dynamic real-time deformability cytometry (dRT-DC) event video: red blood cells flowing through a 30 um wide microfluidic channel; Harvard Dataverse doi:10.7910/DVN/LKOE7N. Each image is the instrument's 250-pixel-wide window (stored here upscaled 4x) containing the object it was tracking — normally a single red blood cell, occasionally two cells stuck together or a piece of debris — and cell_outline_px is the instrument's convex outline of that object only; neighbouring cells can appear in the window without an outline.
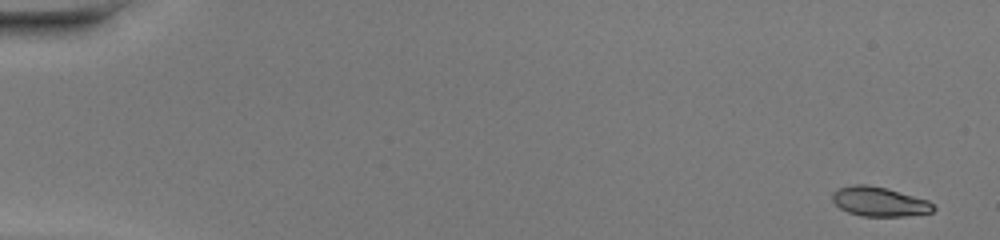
{"species": "common noctule bat (a hibernating species)", "species_latin": "Nyctalus noctula", "temperature_condition": "warm", "stored_images_in_passage": 48, "camera_frame_rate_fps": 3000, "um_per_image_px": 0.085, "animal": {"sex": "female", "body_mass_g": 20.0, "forearm_length_mm": 54.0}, "frame": {"image": 1, "passage_image": 1, "time_ms": 0.0, "image_size_px": [1000, 240], "cell_outline_px": [[936, 208], [932, 212], [904, 216], [860, 216], [848, 212], [840, 208], [832, 200], [832, 192], [840, 188], [852, 184], [864, 184], [884, 188], [928, 200]], "centroid_in_image_um": [74.72, 17.14], "position_along_channel_um": 10.3, "area_um2": 17.11}}
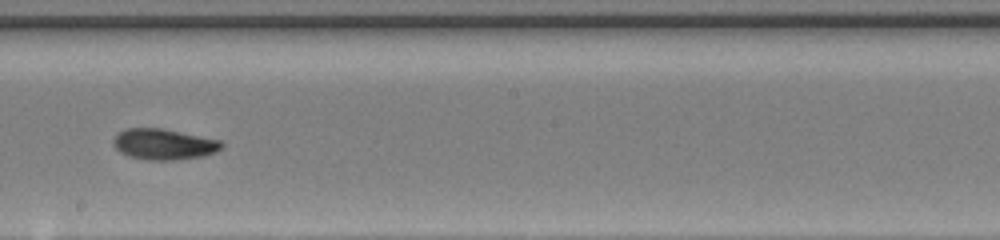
{"frame": {"image": 2, "passage_image": 28, "time_ms": 9.0, "image_size_px": [1000, 240], "cell_outline_px": [[224, 148], [216, 152], [204, 156], [172, 160], [148, 160], [128, 156], [120, 152], [112, 144], [112, 140], [116, 132], [124, 128], [160, 128], [220, 140], [224, 144]], "centroid_in_image_um": [13.89, 12.26], "position_along_channel_um": 234.3, "area_um2": 19.65}}
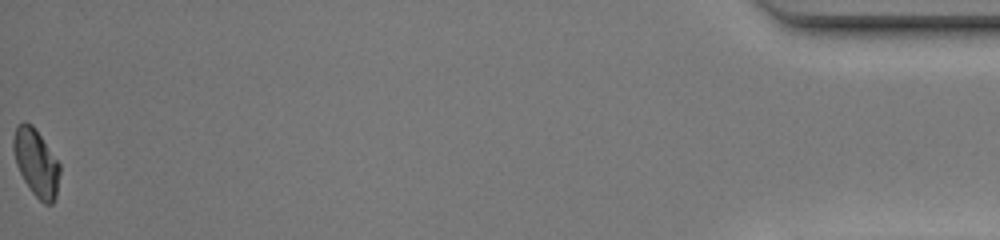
{"frame": {"image": 3, "passage_image": 48, "time_ms": 15.667, "image_size_px": [1000, 240], "cell_outline_px": [[60, 172], [56, 196], [52, 204], [44, 204], [32, 192], [24, 180], [16, 164], [12, 148], [12, 140], [16, 128], [24, 120], [32, 124], [60, 164]], "centroid_in_image_um": [3.06, 13.83], "position_along_channel_um": 432.1, "area_um2": 18.03}, "authors_computed_cell_mechanics": {"area_um2": 18.5249, "velocity_mm_per_s": 4.3452, "shape_relaxation_time_tau1_ms": 3.1688, "shape_relaxation_time_tau2_ms": 1.3712, "deformation_change_tau1": 0.1558, "deformation_change_tau2": 0.0491}}